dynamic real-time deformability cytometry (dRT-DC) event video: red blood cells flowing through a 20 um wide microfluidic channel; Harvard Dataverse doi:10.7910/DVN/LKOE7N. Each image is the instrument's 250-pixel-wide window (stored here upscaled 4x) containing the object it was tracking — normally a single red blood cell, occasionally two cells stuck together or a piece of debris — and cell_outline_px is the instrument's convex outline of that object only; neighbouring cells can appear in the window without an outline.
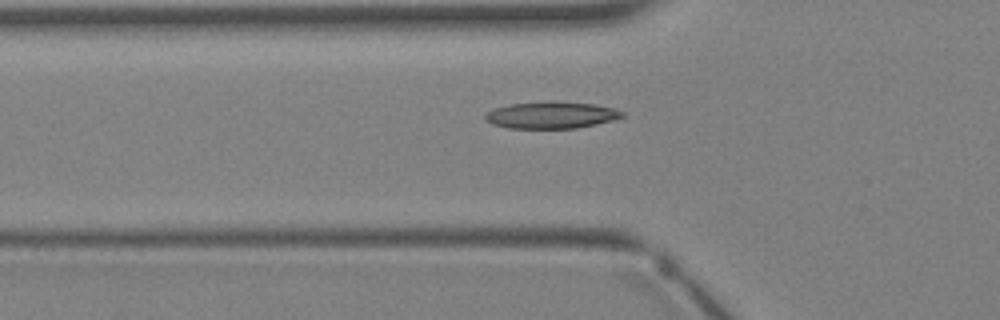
{"species": "Egyptian fruit bat (a non-hibernating species)", "species_latin": "Rousettus aegyptiacus", "temperature_condition": "warm", "stored_images_in_passage": 4, "camera_frame_rate_fps": 3000, "um_per_image_px": 0.085, "animal": {"sex": "female"}, "frame": {"image": 1, "passage_image": 4, "time_ms": 3.667, "image_size_px": [1000, 320], "cell_outline_px": [[624, 116], [616, 120], [576, 128], [508, 128], [492, 124], [484, 120], [484, 112], [492, 108], [508, 104], [592, 104], [616, 108], [624, 112]], "centroid_in_image_um": [46.83, 9.83], "position_along_channel_um": 79.0, "area_um2": 20.69}}